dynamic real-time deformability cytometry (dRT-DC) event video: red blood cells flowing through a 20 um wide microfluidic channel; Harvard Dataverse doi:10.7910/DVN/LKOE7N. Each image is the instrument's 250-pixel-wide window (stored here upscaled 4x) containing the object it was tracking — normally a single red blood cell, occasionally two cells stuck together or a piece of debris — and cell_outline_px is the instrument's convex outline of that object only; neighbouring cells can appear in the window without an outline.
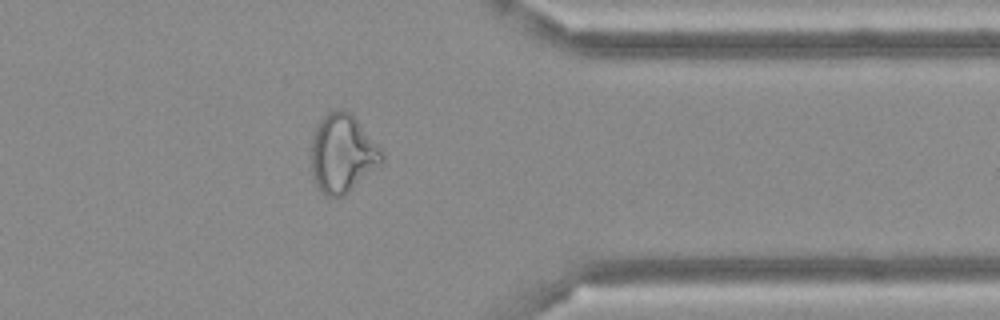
{"species": "Egyptian fruit bat (a non-hibernating species)", "species_latin": "Rousettus aegyptiacus", "temperature_condition": "cold", "stored_images_in_passage": 37, "camera_frame_rate_fps": 3000, "um_per_image_px": 0.085, "frame": {"image": 1, "passage_image": 27, "time_ms": 8.667, "image_size_px": [1000, 320], "cell_outline_px": [[384, 164], [344, 196], [328, 196], [320, 192], [312, 176], [312, 136], [316, 124], [332, 108], [344, 108], [356, 120], [384, 152]], "centroid_in_image_um": [29.13, 13.06], "position_along_channel_um": 382.3, "area_um2": 32.6}}